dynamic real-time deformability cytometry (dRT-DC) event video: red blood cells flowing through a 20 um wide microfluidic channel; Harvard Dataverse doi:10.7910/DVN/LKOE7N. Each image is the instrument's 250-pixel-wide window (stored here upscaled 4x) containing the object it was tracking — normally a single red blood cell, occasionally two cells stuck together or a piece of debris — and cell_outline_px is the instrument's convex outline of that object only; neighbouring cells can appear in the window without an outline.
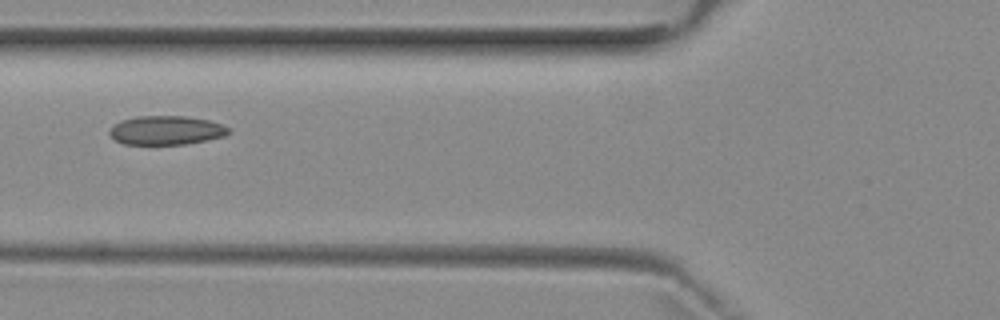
{"species": "common noctule bat (a hibernating species)", "species_latin": "Nyctalus noctula", "temperature_condition": "room temperature", "stored_images_in_passage": 4, "camera_frame_rate_fps": 3000, "um_per_image_px": 0.085, "animal": {"sex": "female", "body_mass_g": 29.2, "forearm_length_mm": 56.3}, "frame": {"image": 1, "passage_image": 3, "time_ms": 3.333, "image_size_px": [1000, 320], "cell_outline_px": [[232, 132], [224, 136], [184, 144], [124, 144], [116, 140], [108, 132], [116, 124], [124, 120], [136, 116], [184, 116], [208, 120], [220, 124], [228, 128]], "centroid_in_image_um": [14.14, 11.07], "position_along_channel_um": 111.7, "area_um2": 19.71}}
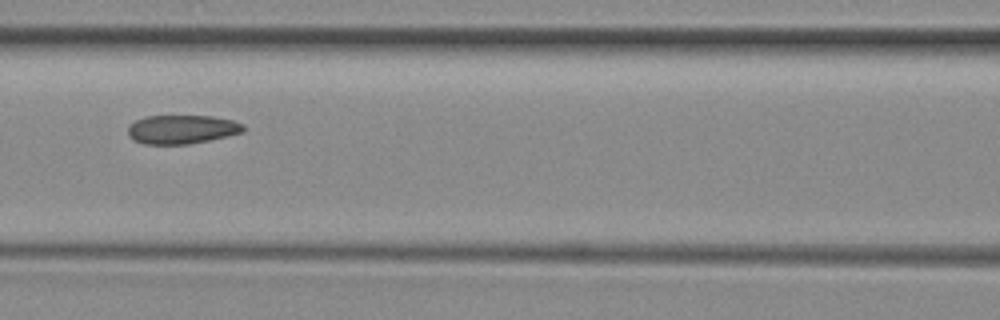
{"frame": {"image": 2, "passage_image": 4, "time_ms": 4.333, "image_size_px": [1000, 320], "cell_outline_px": [[244, 132], [208, 140], [188, 144], [144, 144], [128, 136], [128, 128], [136, 120], [148, 116], [212, 116], [232, 120], [244, 124]], "centroid_in_image_um": [15.48, 10.99], "position_along_channel_um": 151.1, "area_um2": 19.19}}